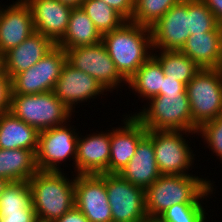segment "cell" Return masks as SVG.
I'll use <instances>...</instances> for the list:
<instances>
[{
    "label": "cell",
    "mask_w": 222,
    "mask_h": 222,
    "mask_svg": "<svg viewBox=\"0 0 222 222\" xmlns=\"http://www.w3.org/2000/svg\"><path fill=\"white\" fill-rule=\"evenodd\" d=\"M208 178L194 175H161L145 190V208L150 221H155L174 204L203 203L215 190ZM213 185V186H212Z\"/></svg>",
    "instance_id": "6da1fadb"
},
{
    "label": "cell",
    "mask_w": 222,
    "mask_h": 222,
    "mask_svg": "<svg viewBox=\"0 0 222 222\" xmlns=\"http://www.w3.org/2000/svg\"><path fill=\"white\" fill-rule=\"evenodd\" d=\"M113 222H150L145 208V190L118 173H104Z\"/></svg>",
    "instance_id": "30bf717a"
},
{
    "label": "cell",
    "mask_w": 222,
    "mask_h": 222,
    "mask_svg": "<svg viewBox=\"0 0 222 222\" xmlns=\"http://www.w3.org/2000/svg\"><path fill=\"white\" fill-rule=\"evenodd\" d=\"M148 101L140 112L133 114L146 130L198 131L192 121L187 93L157 95Z\"/></svg>",
    "instance_id": "277c9868"
},
{
    "label": "cell",
    "mask_w": 222,
    "mask_h": 222,
    "mask_svg": "<svg viewBox=\"0 0 222 222\" xmlns=\"http://www.w3.org/2000/svg\"><path fill=\"white\" fill-rule=\"evenodd\" d=\"M9 111L39 132L71 123L73 115L53 91L28 95L11 94Z\"/></svg>",
    "instance_id": "5b68a950"
},
{
    "label": "cell",
    "mask_w": 222,
    "mask_h": 222,
    "mask_svg": "<svg viewBox=\"0 0 222 222\" xmlns=\"http://www.w3.org/2000/svg\"><path fill=\"white\" fill-rule=\"evenodd\" d=\"M58 1L72 8H78L81 6L84 0H58Z\"/></svg>",
    "instance_id": "f35d334b"
},
{
    "label": "cell",
    "mask_w": 222,
    "mask_h": 222,
    "mask_svg": "<svg viewBox=\"0 0 222 222\" xmlns=\"http://www.w3.org/2000/svg\"><path fill=\"white\" fill-rule=\"evenodd\" d=\"M190 35L213 31L219 24L201 0H188Z\"/></svg>",
    "instance_id": "4dcf8cb0"
},
{
    "label": "cell",
    "mask_w": 222,
    "mask_h": 222,
    "mask_svg": "<svg viewBox=\"0 0 222 222\" xmlns=\"http://www.w3.org/2000/svg\"><path fill=\"white\" fill-rule=\"evenodd\" d=\"M153 50H181L190 36L188 0L172 6L150 27Z\"/></svg>",
    "instance_id": "5bb4252c"
},
{
    "label": "cell",
    "mask_w": 222,
    "mask_h": 222,
    "mask_svg": "<svg viewBox=\"0 0 222 222\" xmlns=\"http://www.w3.org/2000/svg\"><path fill=\"white\" fill-rule=\"evenodd\" d=\"M167 93H186V85L177 79L165 76L163 78L162 91H160L159 95Z\"/></svg>",
    "instance_id": "d590c367"
},
{
    "label": "cell",
    "mask_w": 222,
    "mask_h": 222,
    "mask_svg": "<svg viewBox=\"0 0 222 222\" xmlns=\"http://www.w3.org/2000/svg\"><path fill=\"white\" fill-rule=\"evenodd\" d=\"M35 211L28 181L10 182L0 197V213Z\"/></svg>",
    "instance_id": "83f0119b"
},
{
    "label": "cell",
    "mask_w": 222,
    "mask_h": 222,
    "mask_svg": "<svg viewBox=\"0 0 222 222\" xmlns=\"http://www.w3.org/2000/svg\"><path fill=\"white\" fill-rule=\"evenodd\" d=\"M181 0H134L131 22L151 27L174 5Z\"/></svg>",
    "instance_id": "f1b7e54d"
},
{
    "label": "cell",
    "mask_w": 222,
    "mask_h": 222,
    "mask_svg": "<svg viewBox=\"0 0 222 222\" xmlns=\"http://www.w3.org/2000/svg\"><path fill=\"white\" fill-rule=\"evenodd\" d=\"M39 131L14 116L10 111L0 114V149H28L35 154Z\"/></svg>",
    "instance_id": "7402d4cb"
},
{
    "label": "cell",
    "mask_w": 222,
    "mask_h": 222,
    "mask_svg": "<svg viewBox=\"0 0 222 222\" xmlns=\"http://www.w3.org/2000/svg\"><path fill=\"white\" fill-rule=\"evenodd\" d=\"M29 5L34 30L50 38L55 44L65 34L72 7L58 0H25Z\"/></svg>",
    "instance_id": "ac0fdd59"
},
{
    "label": "cell",
    "mask_w": 222,
    "mask_h": 222,
    "mask_svg": "<svg viewBox=\"0 0 222 222\" xmlns=\"http://www.w3.org/2000/svg\"><path fill=\"white\" fill-rule=\"evenodd\" d=\"M55 222H89V220L76 206H74Z\"/></svg>",
    "instance_id": "8d00e7d4"
},
{
    "label": "cell",
    "mask_w": 222,
    "mask_h": 222,
    "mask_svg": "<svg viewBox=\"0 0 222 222\" xmlns=\"http://www.w3.org/2000/svg\"><path fill=\"white\" fill-rule=\"evenodd\" d=\"M214 14L219 25H222V0H201Z\"/></svg>",
    "instance_id": "74e56055"
},
{
    "label": "cell",
    "mask_w": 222,
    "mask_h": 222,
    "mask_svg": "<svg viewBox=\"0 0 222 222\" xmlns=\"http://www.w3.org/2000/svg\"><path fill=\"white\" fill-rule=\"evenodd\" d=\"M101 40L102 35L95 28L92 20L81 7H78L72 9L67 30L56 45L66 51L79 46L98 44Z\"/></svg>",
    "instance_id": "603a6c76"
},
{
    "label": "cell",
    "mask_w": 222,
    "mask_h": 222,
    "mask_svg": "<svg viewBox=\"0 0 222 222\" xmlns=\"http://www.w3.org/2000/svg\"><path fill=\"white\" fill-rule=\"evenodd\" d=\"M75 206L89 222H113L104 174H75Z\"/></svg>",
    "instance_id": "7c38bea8"
},
{
    "label": "cell",
    "mask_w": 222,
    "mask_h": 222,
    "mask_svg": "<svg viewBox=\"0 0 222 222\" xmlns=\"http://www.w3.org/2000/svg\"><path fill=\"white\" fill-rule=\"evenodd\" d=\"M67 62L95 78L106 90L118 91L127 81L119 74L102 42L66 50ZM123 83V84H122Z\"/></svg>",
    "instance_id": "9c48e42d"
},
{
    "label": "cell",
    "mask_w": 222,
    "mask_h": 222,
    "mask_svg": "<svg viewBox=\"0 0 222 222\" xmlns=\"http://www.w3.org/2000/svg\"><path fill=\"white\" fill-rule=\"evenodd\" d=\"M124 116L121 120L123 125L111 130L109 173H119L128 164L139 141L147 134L145 127L132 113Z\"/></svg>",
    "instance_id": "e0dca14e"
},
{
    "label": "cell",
    "mask_w": 222,
    "mask_h": 222,
    "mask_svg": "<svg viewBox=\"0 0 222 222\" xmlns=\"http://www.w3.org/2000/svg\"><path fill=\"white\" fill-rule=\"evenodd\" d=\"M111 6L126 21H131L134 12V0H101Z\"/></svg>",
    "instance_id": "836d02e7"
},
{
    "label": "cell",
    "mask_w": 222,
    "mask_h": 222,
    "mask_svg": "<svg viewBox=\"0 0 222 222\" xmlns=\"http://www.w3.org/2000/svg\"><path fill=\"white\" fill-rule=\"evenodd\" d=\"M110 58L119 74L128 81L152 55V38L149 27L125 21L119 28L102 35Z\"/></svg>",
    "instance_id": "7a4b0ae2"
},
{
    "label": "cell",
    "mask_w": 222,
    "mask_h": 222,
    "mask_svg": "<svg viewBox=\"0 0 222 222\" xmlns=\"http://www.w3.org/2000/svg\"><path fill=\"white\" fill-rule=\"evenodd\" d=\"M164 71L158 60L151 55L136 73L127 81L128 88L132 89L134 94L149 100L159 95L162 91Z\"/></svg>",
    "instance_id": "d4e9b609"
},
{
    "label": "cell",
    "mask_w": 222,
    "mask_h": 222,
    "mask_svg": "<svg viewBox=\"0 0 222 222\" xmlns=\"http://www.w3.org/2000/svg\"><path fill=\"white\" fill-rule=\"evenodd\" d=\"M202 136L204 144L222 163V114L211 121L203 123L196 133ZM206 142V143H205ZM208 144V145H207Z\"/></svg>",
    "instance_id": "1f68e13d"
},
{
    "label": "cell",
    "mask_w": 222,
    "mask_h": 222,
    "mask_svg": "<svg viewBox=\"0 0 222 222\" xmlns=\"http://www.w3.org/2000/svg\"><path fill=\"white\" fill-rule=\"evenodd\" d=\"M11 93V78L2 69L0 71V114L10 110Z\"/></svg>",
    "instance_id": "d6a6232c"
},
{
    "label": "cell",
    "mask_w": 222,
    "mask_h": 222,
    "mask_svg": "<svg viewBox=\"0 0 222 222\" xmlns=\"http://www.w3.org/2000/svg\"><path fill=\"white\" fill-rule=\"evenodd\" d=\"M78 136L75 170L78 174L109 173L111 130ZM92 134V135H91Z\"/></svg>",
    "instance_id": "9a60e30c"
},
{
    "label": "cell",
    "mask_w": 222,
    "mask_h": 222,
    "mask_svg": "<svg viewBox=\"0 0 222 222\" xmlns=\"http://www.w3.org/2000/svg\"><path fill=\"white\" fill-rule=\"evenodd\" d=\"M3 69V60H2V55L0 53V71Z\"/></svg>",
    "instance_id": "60d3db41"
},
{
    "label": "cell",
    "mask_w": 222,
    "mask_h": 222,
    "mask_svg": "<svg viewBox=\"0 0 222 222\" xmlns=\"http://www.w3.org/2000/svg\"><path fill=\"white\" fill-rule=\"evenodd\" d=\"M36 154L28 149H0V178L29 181L37 172Z\"/></svg>",
    "instance_id": "cb8c5ba5"
},
{
    "label": "cell",
    "mask_w": 222,
    "mask_h": 222,
    "mask_svg": "<svg viewBox=\"0 0 222 222\" xmlns=\"http://www.w3.org/2000/svg\"><path fill=\"white\" fill-rule=\"evenodd\" d=\"M195 133L197 132L147 130L161 175H193L188 171L193 169L196 155L184 137Z\"/></svg>",
    "instance_id": "52a82bcc"
},
{
    "label": "cell",
    "mask_w": 222,
    "mask_h": 222,
    "mask_svg": "<svg viewBox=\"0 0 222 222\" xmlns=\"http://www.w3.org/2000/svg\"><path fill=\"white\" fill-rule=\"evenodd\" d=\"M118 174L131 184L144 190L161 176L155 158L153 142L147 134L139 141L134 156Z\"/></svg>",
    "instance_id": "ffe728a7"
},
{
    "label": "cell",
    "mask_w": 222,
    "mask_h": 222,
    "mask_svg": "<svg viewBox=\"0 0 222 222\" xmlns=\"http://www.w3.org/2000/svg\"><path fill=\"white\" fill-rule=\"evenodd\" d=\"M10 181L7 179L0 178V197L5 191L6 187L9 185Z\"/></svg>",
    "instance_id": "ab89813d"
},
{
    "label": "cell",
    "mask_w": 222,
    "mask_h": 222,
    "mask_svg": "<svg viewBox=\"0 0 222 222\" xmlns=\"http://www.w3.org/2000/svg\"><path fill=\"white\" fill-rule=\"evenodd\" d=\"M81 9L94 23L101 35L119 28L126 20L101 0H84Z\"/></svg>",
    "instance_id": "4316f807"
},
{
    "label": "cell",
    "mask_w": 222,
    "mask_h": 222,
    "mask_svg": "<svg viewBox=\"0 0 222 222\" xmlns=\"http://www.w3.org/2000/svg\"><path fill=\"white\" fill-rule=\"evenodd\" d=\"M180 51L200 68H222V25L190 35Z\"/></svg>",
    "instance_id": "44dd1931"
},
{
    "label": "cell",
    "mask_w": 222,
    "mask_h": 222,
    "mask_svg": "<svg viewBox=\"0 0 222 222\" xmlns=\"http://www.w3.org/2000/svg\"><path fill=\"white\" fill-rule=\"evenodd\" d=\"M53 92L74 113L77 112L75 111V106L80 105V103L83 105V102L85 103V101L87 102L91 99L94 100L97 96H106L104 93L107 91L95 78L81 70L75 69L66 61Z\"/></svg>",
    "instance_id": "4fadbf2b"
},
{
    "label": "cell",
    "mask_w": 222,
    "mask_h": 222,
    "mask_svg": "<svg viewBox=\"0 0 222 222\" xmlns=\"http://www.w3.org/2000/svg\"><path fill=\"white\" fill-rule=\"evenodd\" d=\"M156 52H159L158 54ZM152 55L163 68L164 75L185 85L200 71V67L179 50H154Z\"/></svg>",
    "instance_id": "484cf974"
},
{
    "label": "cell",
    "mask_w": 222,
    "mask_h": 222,
    "mask_svg": "<svg viewBox=\"0 0 222 222\" xmlns=\"http://www.w3.org/2000/svg\"><path fill=\"white\" fill-rule=\"evenodd\" d=\"M39 132L36 166L39 171H63L62 163L71 159L75 169L78 133L68 124ZM62 162V163H61ZM60 164V165H59Z\"/></svg>",
    "instance_id": "ba28073f"
},
{
    "label": "cell",
    "mask_w": 222,
    "mask_h": 222,
    "mask_svg": "<svg viewBox=\"0 0 222 222\" xmlns=\"http://www.w3.org/2000/svg\"><path fill=\"white\" fill-rule=\"evenodd\" d=\"M73 176V178H72ZM37 171L28 181L38 221L55 222L75 206V174Z\"/></svg>",
    "instance_id": "3957f363"
},
{
    "label": "cell",
    "mask_w": 222,
    "mask_h": 222,
    "mask_svg": "<svg viewBox=\"0 0 222 222\" xmlns=\"http://www.w3.org/2000/svg\"><path fill=\"white\" fill-rule=\"evenodd\" d=\"M35 211L0 213V222H37Z\"/></svg>",
    "instance_id": "e575fe53"
},
{
    "label": "cell",
    "mask_w": 222,
    "mask_h": 222,
    "mask_svg": "<svg viewBox=\"0 0 222 222\" xmlns=\"http://www.w3.org/2000/svg\"><path fill=\"white\" fill-rule=\"evenodd\" d=\"M193 123H203L222 114V68H201L186 85Z\"/></svg>",
    "instance_id": "8992f818"
},
{
    "label": "cell",
    "mask_w": 222,
    "mask_h": 222,
    "mask_svg": "<svg viewBox=\"0 0 222 222\" xmlns=\"http://www.w3.org/2000/svg\"><path fill=\"white\" fill-rule=\"evenodd\" d=\"M55 45L50 38L35 31L17 47L10 49L2 56L3 70L12 79L37 63Z\"/></svg>",
    "instance_id": "d6986e66"
},
{
    "label": "cell",
    "mask_w": 222,
    "mask_h": 222,
    "mask_svg": "<svg viewBox=\"0 0 222 222\" xmlns=\"http://www.w3.org/2000/svg\"><path fill=\"white\" fill-rule=\"evenodd\" d=\"M0 5V53L3 56L17 47L35 32L29 5L25 0H16L9 6Z\"/></svg>",
    "instance_id": "2e32d148"
},
{
    "label": "cell",
    "mask_w": 222,
    "mask_h": 222,
    "mask_svg": "<svg viewBox=\"0 0 222 222\" xmlns=\"http://www.w3.org/2000/svg\"><path fill=\"white\" fill-rule=\"evenodd\" d=\"M203 207L201 203L174 204L163 212L155 222H206L208 213Z\"/></svg>",
    "instance_id": "f546056e"
},
{
    "label": "cell",
    "mask_w": 222,
    "mask_h": 222,
    "mask_svg": "<svg viewBox=\"0 0 222 222\" xmlns=\"http://www.w3.org/2000/svg\"><path fill=\"white\" fill-rule=\"evenodd\" d=\"M66 61V51L55 45L37 63L11 79V94L28 95L53 91Z\"/></svg>",
    "instance_id": "8fae6325"
}]
</instances>
